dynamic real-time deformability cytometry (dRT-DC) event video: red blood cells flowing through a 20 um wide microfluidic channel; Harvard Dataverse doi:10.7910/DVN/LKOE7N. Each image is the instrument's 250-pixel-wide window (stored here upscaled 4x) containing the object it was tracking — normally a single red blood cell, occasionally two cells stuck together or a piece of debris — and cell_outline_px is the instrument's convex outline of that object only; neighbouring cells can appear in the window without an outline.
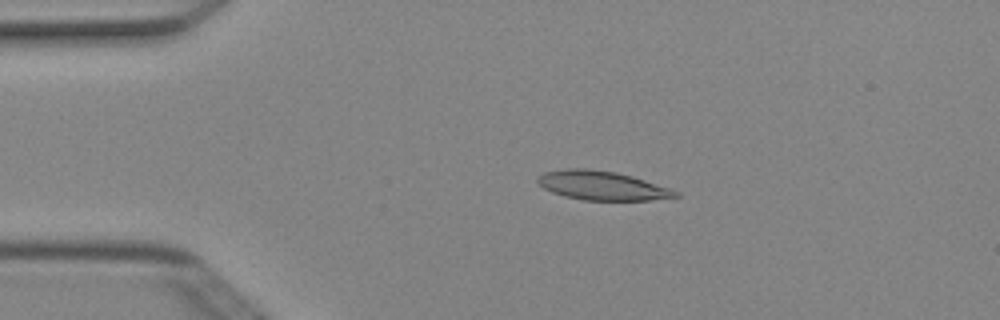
{"species": "Egyptian fruit bat (a non-hibernating species)", "species_latin": "Rousettus aegyptiacus", "temperature_condition": "cold", "stored_images_in_passage": 3, "camera_frame_rate_fps": 3000, "um_per_image_px": 0.085, "animal": {"sex": "female"}, "frame": {"image": 1, "passage_image": 1, "time_ms": 0.0, "image_size_px": [1000, 320], "cell_outline_px": [[680, 196], [648, 200], [584, 200], [564, 196], [552, 192], [544, 188], [536, 180], [536, 176], [544, 172], [564, 168], [588, 168], [616, 172], [632, 176], [672, 188], [680, 192]], "centroid_in_image_um": [51.17, 15.76], "position_along_channel_um": 33.8, "area_um2": 23.47}}
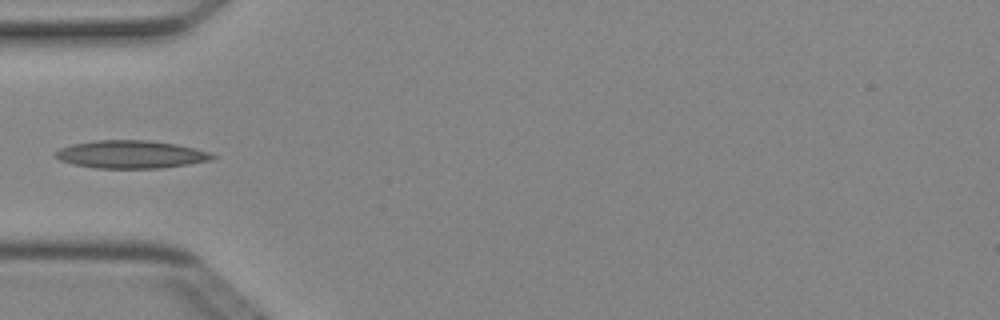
{"frame": {"image": 2, "passage_image": 2, "time_ms": 0.333, "image_size_px": [1000, 320], "cell_outline_px": [[216, 156], [212, 160], [188, 164], [160, 168], [96, 168], [72, 164], [60, 160], [56, 156], [56, 152], [60, 148], [72, 144], [96, 140], [148, 140], [176, 144], [208, 152]], "centroid_in_image_um": [11.11, 13.12], "position_along_channel_um": 73.9, "area_um2": 25.26}}
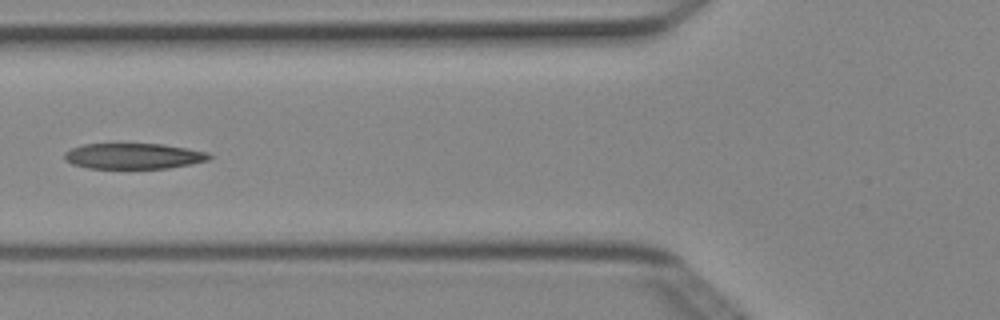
{"frame": {"image": 3, "passage_image": 3, "time_ms": 0.667, "image_size_px": [1000, 320], "cell_outline_px": [[212, 156], [208, 160], [192, 164], [168, 168], [88, 168], [72, 164], [64, 160], [64, 152], [72, 148], [84, 144], [164, 144], [188, 148], [208, 152]], "centroid_in_image_um": [11.36, 13.26], "position_along_channel_um": 114.4, "area_um2": 21.73}}